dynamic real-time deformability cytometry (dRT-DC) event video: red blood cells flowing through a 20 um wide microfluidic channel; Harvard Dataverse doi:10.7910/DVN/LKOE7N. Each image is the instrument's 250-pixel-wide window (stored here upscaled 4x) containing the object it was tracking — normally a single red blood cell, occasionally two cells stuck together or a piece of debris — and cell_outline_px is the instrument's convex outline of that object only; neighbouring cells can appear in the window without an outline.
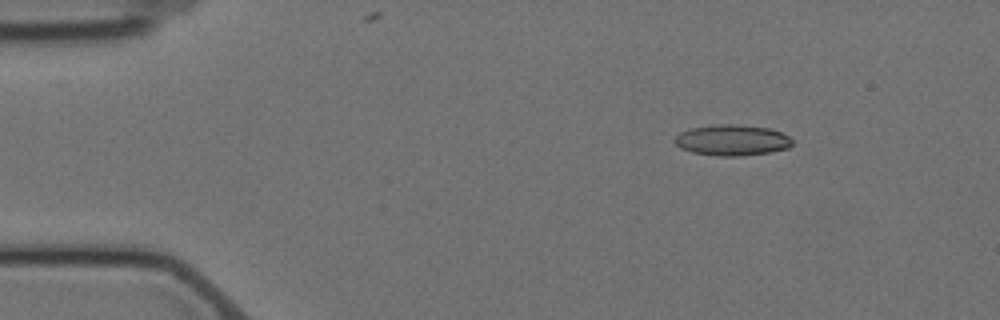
{"species": "Egyptian fruit bat (a non-hibernating species)", "species_latin": "Rousettus aegyptiacus", "temperature_condition": "cold", "stored_images_in_passage": 7, "camera_frame_rate_fps": 3000, "um_per_image_px": 0.085, "animal": {"sex": "female"}, "frame": {"image": 1, "passage_image": 2, "time_ms": 1.333, "image_size_px": [1000, 320], "cell_outline_px": [[792, 144], [788, 148], [768, 152], [740, 156], [716, 156], [692, 152], [680, 148], [672, 140], [680, 132], [688, 128], [716, 124], [740, 124], [768, 128], [780, 132], [788, 136], [792, 140]], "centroid_in_image_um": [62.18, 11.9], "position_along_channel_um": 22.8, "area_um2": 21.27}}
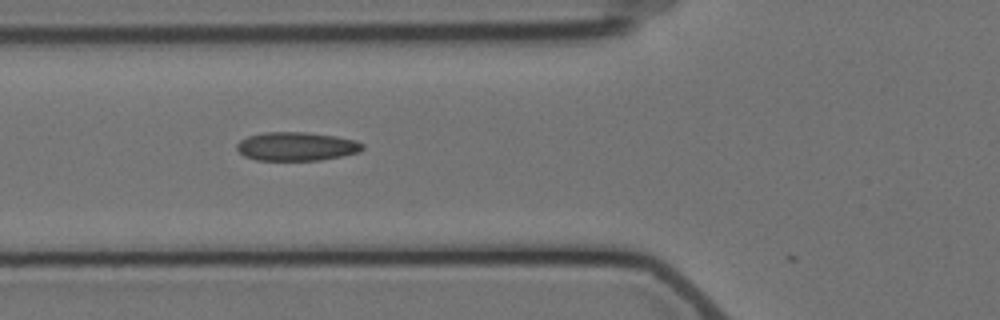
{"frame": {"image": 2, "passage_image": 6, "time_ms": 5.667, "image_size_px": [1000, 320], "cell_outline_px": [[364, 148], [360, 152], [320, 160], [256, 160], [244, 156], [236, 148], [236, 144], [240, 140], [248, 136], [264, 132], [308, 132], [336, 136], [356, 140], [364, 144]], "centroid_in_image_um": [25.21, 12.44], "position_along_channel_um": 100.6, "area_um2": 21.1}}
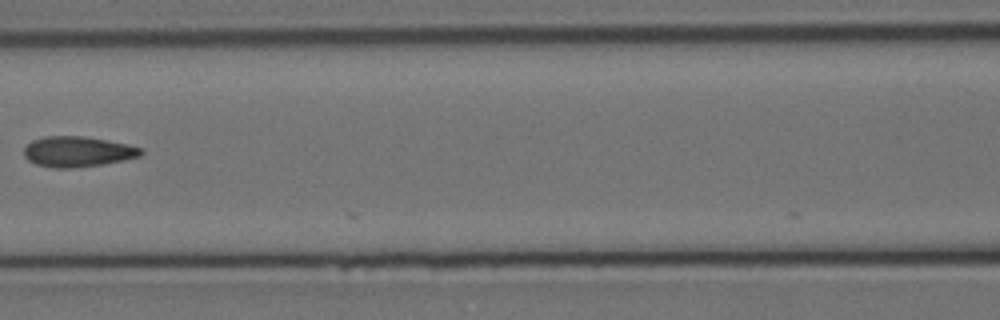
{"frame": {"image": 3, "passage_image": 7, "time_ms": 7.333, "image_size_px": [1000, 320], "cell_outline_px": [[144, 152], [140, 156], [124, 160], [100, 164], [72, 168], [52, 168], [36, 164], [28, 160], [24, 156], [24, 148], [32, 140], [44, 136], [84, 136], [128, 144], [144, 148]], "centroid_in_image_um": [6.6, 12.88], "position_along_channel_um": 160.0, "area_um2": 20.81}}